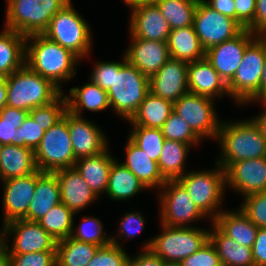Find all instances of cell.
Returning a JSON list of instances; mask_svg holds the SVG:
<instances>
[{
  "label": "cell",
  "instance_id": "cell-40",
  "mask_svg": "<svg viewBox=\"0 0 266 266\" xmlns=\"http://www.w3.org/2000/svg\"><path fill=\"white\" fill-rule=\"evenodd\" d=\"M78 225V227L73 225L71 238L99 247L107 246L111 243L110 235L107 236L108 234L103 230L100 219L93 216H84L81 223ZM75 227H77V229Z\"/></svg>",
  "mask_w": 266,
  "mask_h": 266
},
{
  "label": "cell",
  "instance_id": "cell-45",
  "mask_svg": "<svg viewBox=\"0 0 266 266\" xmlns=\"http://www.w3.org/2000/svg\"><path fill=\"white\" fill-rule=\"evenodd\" d=\"M123 247L110 243L99 247L86 266H129V258Z\"/></svg>",
  "mask_w": 266,
  "mask_h": 266
},
{
  "label": "cell",
  "instance_id": "cell-52",
  "mask_svg": "<svg viewBox=\"0 0 266 266\" xmlns=\"http://www.w3.org/2000/svg\"><path fill=\"white\" fill-rule=\"evenodd\" d=\"M159 256H157L151 249H143L140 253L129 258V266H166Z\"/></svg>",
  "mask_w": 266,
  "mask_h": 266
},
{
  "label": "cell",
  "instance_id": "cell-63",
  "mask_svg": "<svg viewBox=\"0 0 266 266\" xmlns=\"http://www.w3.org/2000/svg\"><path fill=\"white\" fill-rule=\"evenodd\" d=\"M2 148H3V144L0 142V153H1Z\"/></svg>",
  "mask_w": 266,
  "mask_h": 266
},
{
  "label": "cell",
  "instance_id": "cell-46",
  "mask_svg": "<svg viewBox=\"0 0 266 266\" xmlns=\"http://www.w3.org/2000/svg\"><path fill=\"white\" fill-rule=\"evenodd\" d=\"M120 221L119 230L117 231L118 238L114 235L110 236V240L111 243L122 247L119 238L133 239V237L137 236L144 230L145 218L140 211H132L126 213Z\"/></svg>",
  "mask_w": 266,
  "mask_h": 266
},
{
  "label": "cell",
  "instance_id": "cell-29",
  "mask_svg": "<svg viewBox=\"0 0 266 266\" xmlns=\"http://www.w3.org/2000/svg\"><path fill=\"white\" fill-rule=\"evenodd\" d=\"M36 170L34 151L31 148L3 145L0 153V181L30 175Z\"/></svg>",
  "mask_w": 266,
  "mask_h": 266
},
{
  "label": "cell",
  "instance_id": "cell-61",
  "mask_svg": "<svg viewBox=\"0 0 266 266\" xmlns=\"http://www.w3.org/2000/svg\"><path fill=\"white\" fill-rule=\"evenodd\" d=\"M7 76L0 74V86H2L6 82Z\"/></svg>",
  "mask_w": 266,
  "mask_h": 266
},
{
  "label": "cell",
  "instance_id": "cell-39",
  "mask_svg": "<svg viewBox=\"0 0 266 266\" xmlns=\"http://www.w3.org/2000/svg\"><path fill=\"white\" fill-rule=\"evenodd\" d=\"M131 126L132 129L128 138L143 150L148 155L149 159L158 162L165 141L162 130L144 126Z\"/></svg>",
  "mask_w": 266,
  "mask_h": 266
},
{
  "label": "cell",
  "instance_id": "cell-24",
  "mask_svg": "<svg viewBox=\"0 0 266 266\" xmlns=\"http://www.w3.org/2000/svg\"><path fill=\"white\" fill-rule=\"evenodd\" d=\"M61 203L60 186L55 173L36 170V186L27 214L22 218L38 222Z\"/></svg>",
  "mask_w": 266,
  "mask_h": 266
},
{
  "label": "cell",
  "instance_id": "cell-32",
  "mask_svg": "<svg viewBox=\"0 0 266 266\" xmlns=\"http://www.w3.org/2000/svg\"><path fill=\"white\" fill-rule=\"evenodd\" d=\"M173 111V103L150 91L128 122L130 125L161 129Z\"/></svg>",
  "mask_w": 266,
  "mask_h": 266
},
{
  "label": "cell",
  "instance_id": "cell-49",
  "mask_svg": "<svg viewBox=\"0 0 266 266\" xmlns=\"http://www.w3.org/2000/svg\"><path fill=\"white\" fill-rule=\"evenodd\" d=\"M179 264L181 266H222L217 250L210 240L194 254L179 262Z\"/></svg>",
  "mask_w": 266,
  "mask_h": 266
},
{
  "label": "cell",
  "instance_id": "cell-62",
  "mask_svg": "<svg viewBox=\"0 0 266 266\" xmlns=\"http://www.w3.org/2000/svg\"><path fill=\"white\" fill-rule=\"evenodd\" d=\"M166 266H181L179 263H167Z\"/></svg>",
  "mask_w": 266,
  "mask_h": 266
},
{
  "label": "cell",
  "instance_id": "cell-11",
  "mask_svg": "<svg viewBox=\"0 0 266 266\" xmlns=\"http://www.w3.org/2000/svg\"><path fill=\"white\" fill-rule=\"evenodd\" d=\"M158 194L161 204L160 224L169 227H193L192 222L206 218L178 180H167Z\"/></svg>",
  "mask_w": 266,
  "mask_h": 266
},
{
  "label": "cell",
  "instance_id": "cell-22",
  "mask_svg": "<svg viewBox=\"0 0 266 266\" xmlns=\"http://www.w3.org/2000/svg\"><path fill=\"white\" fill-rule=\"evenodd\" d=\"M187 71L188 92L210 97L214 100L225 95L229 96L227 84L206 57L188 63Z\"/></svg>",
  "mask_w": 266,
  "mask_h": 266
},
{
  "label": "cell",
  "instance_id": "cell-25",
  "mask_svg": "<svg viewBox=\"0 0 266 266\" xmlns=\"http://www.w3.org/2000/svg\"><path fill=\"white\" fill-rule=\"evenodd\" d=\"M125 153L126 159L120 163L127 167L147 189L159 188L160 190L167 180L161 174L158 162L149 159L148 155L129 138Z\"/></svg>",
  "mask_w": 266,
  "mask_h": 266
},
{
  "label": "cell",
  "instance_id": "cell-15",
  "mask_svg": "<svg viewBox=\"0 0 266 266\" xmlns=\"http://www.w3.org/2000/svg\"><path fill=\"white\" fill-rule=\"evenodd\" d=\"M257 37L244 29L233 39L215 45L205 51V57L227 84L234 76L246 47Z\"/></svg>",
  "mask_w": 266,
  "mask_h": 266
},
{
  "label": "cell",
  "instance_id": "cell-20",
  "mask_svg": "<svg viewBox=\"0 0 266 266\" xmlns=\"http://www.w3.org/2000/svg\"><path fill=\"white\" fill-rule=\"evenodd\" d=\"M3 184V224L22 219L28 212L33 199L36 186V171L23 177H14L4 181Z\"/></svg>",
  "mask_w": 266,
  "mask_h": 266
},
{
  "label": "cell",
  "instance_id": "cell-30",
  "mask_svg": "<svg viewBox=\"0 0 266 266\" xmlns=\"http://www.w3.org/2000/svg\"><path fill=\"white\" fill-rule=\"evenodd\" d=\"M209 240L215 246L222 266H255L252 248L238 244L225 235L213 222Z\"/></svg>",
  "mask_w": 266,
  "mask_h": 266
},
{
  "label": "cell",
  "instance_id": "cell-26",
  "mask_svg": "<svg viewBox=\"0 0 266 266\" xmlns=\"http://www.w3.org/2000/svg\"><path fill=\"white\" fill-rule=\"evenodd\" d=\"M109 149L99 155L80 158L74 164V167L98 198L107 190L109 171L112 163L116 160L109 153Z\"/></svg>",
  "mask_w": 266,
  "mask_h": 266
},
{
  "label": "cell",
  "instance_id": "cell-7",
  "mask_svg": "<svg viewBox=\"0 0 266 266\" xmlns=\"http://www.w3.org/2000/svg\"><path fill=\"white\" fill-rule=\"evenodd\" d=\"M162 232L147 240L142 249H151L166 263H179L202 248L209 240V229L169 227L161 224Z\"/></svg>",
  "mask_w": 266,
  "mask_h": 266
},
{
  "label": "cell",
  "instance_id": "cell-8",
  "mask_svg": "<svg viewBox=\"0 0 266 266\" xmlns=\"http://www.w3.org/2000/svg\"><path fill=\"white\" fill-rule=\"evenodd\" d=\"M70 1L50 21L42 33L48 39L70 50L80 60L89 57L92 32L88 22L76 11Z\"/></svg>",
  "mask_w": 266,
  "mask_h": 266
},
{
  "label": "cell",
  "instance_id": "cell-37",
  "mask_svg": "<svg viewBox=\"0 0 266 266\" xmlns=\"http://www.w3.org/2000/svg\"><path fill=\"white\" fill-rule=\"evenodd\" d=\"M75 213L65 204L54 206L38 223L57 242L71 236Z\"/></svg>",
  "mask_w": 266,
  "mask_h": 266
},
{
  "label": "cell",
  "instance_id": "cell-34",
  "mask_svg": "<svg viewBox=\"0 0 266 266\" xmlns=\"http://www.w3.org/2000/svg\"><path fill=\"white\" fill-rule=\"evenodd\" d=\"M26 36L4 28L0 32V74L9 76L25 64Z\"/></svg>",
  "mask_w": 266,
  "mask_h": 266
},
{
  "label": "cell",
  "instance_id": "cell-42",
  "mask_svg": "<svg viewBox=\"0 0 266 266\" xmlns=\"http://www.w3.org/2000/svg\"><path fill=\"white\" fill-rule=\"evenodd\" d=\"M67 112V101L64 92L53 102L48 105L35 107L29 111V115L35 123L41 126V129L47 131L57 122H59Z\"/></svg>",
  "mask_w": 266,
  "mask_h": 266
},
{
  "label": "cell",
  "instance_id": "cell-17",
  "mask_svg": "<svg viewBox=\"0 0 266 266\" xmlns=\"http://www.w3.org/2000/svg\"><path fill=\"white\" fill-rule=\"evenodd\" d=\"M68 129L76 160L99 155L109 148L105 133L92 120L68 112Z\"/></svg>",
  "mask_w": 266,
  "mask_h": 266
},
{
  "label": "cell",
  "instance_id": "cell-47",
  "mask_svg": "<svg viewBox=\"0 0 266 266\" xmlns=\"http://www.w3.org/2000/svg\"><path fill=\"white\" fill-rule=\"evenodd\" d=\"M45 131L28 115L17 129V146L28 147L33 151L39 146Z\"/></svg>",
  "mask_w": 266,
  "mask_h": 266
},
{
  "label": "cell",
  "instance_id": "cell-5",
  "mask_svg": "<svg viewBox=\"0 0 266 266\" xmlns=\"http://www.w3.org/2000/svg\"><path fill=\"white\" fill-rule=\"evenodd\" d=\"M71 0H7L4 27L24 36L42 34Z\"/></svg>",
  "mask_w": 266,
  "mask_h": 266
},
{
  "label": "cell",
  "instance_id": "cell-44",
  "mask_svg": "<svg viewBox=\"0 0 266 266\" xmlns=\"http://www.w3.org/2000/svg\"><path fill=\"white\" fill-rule=\"evenodd\" d=\"M240 210L258 228H266V191L247 195Z\"/></svg>",
  "mask_w": 266,
  "mask_h": 266
},
{
  "label": "cell",
  "instance_id": "cell-16",
  "mask_svg": "<svg viewBox=\"0 0 266 266\" xmlns=\"http://www.w3.org/2000/svg\"><path fill=\"white\" fill-rule=\"evenodd\" d=\"M226 187L243 197L266 191V157L231 163L225 169Z\"/></svg>",
  "mask_w": 266,
  "mask_h": 266
},
{
  "label": "cell",
  "instance_id": "cell-56",
  "mask_svg": "<svg viewBox=\"0 0 266 266\" xmlns=\"http://www.w3.org/2000/svg\"><path fill=\"white\" fill-rule=\"evenodd\" d=\"M266 101V58L264 61L263 73L257 94L246 104Z\"/></svg>",
  "mask_w": 266,
  "mask_h": 266
},
{
  "label": "cell",
  "instance_id": "cell-4",
  "mask_svg": "<svg viewBox=\"0 0 266 266\" xmlns=\"http://www.w3.org/2000/svg\"><path fill=\"white\" fill-rule=\"evenodd\" d=\"M122 68L114 71L112 87L107 91L110 108L127 121L137 112L150 92V79L122 55Z\"/></svg>",
  "mask_w": 266,
  "mask_h": 266
},
{
  "label": "cell",
  "instance_id": "cell-21",
  "mask_svg": "<svg viewBox=\"0 0 266 266\" xmlns=\"http://www.w3.org/2000/svg\"><path fill=\"white\" fill-rule=\"evenodd\" d=\"M130 37V46L124 52L126 60L149 78L171 58L167 42Z\"/></svg>",
  "mask_w": 266,
  "mask_h": 266
},
{
  "label": "cell",
  "instance_id": "cell-53",
  "mask_svg": "<svg viewBox=\"0 0 266 266\" xmlns=\"http://www.w3.org/2000/svg\"><path fill=\"white\" fill-rule=\"evenodd\" d=\"M252 254L255 266H266V228H259Z\"/></svg>",
  "mask_w": 266,
  "mask_h": 266
},
{
  "label": "cell",
  "instance_id": "cell-43",
  "mask_svg": "<svg viewBox=\"0 0 266 266\" xmlns=\"http://www.w3.org/2000/svg\"><path fill=\"white\" fill-rule=\"evenodd\" d=\"M162 133L167 140L180 141L186 144L198 146L202 141L189 127V125L175 111H173L163 127ZM199 142V143H198Z\"/></svg>",
  "mask_w": 266,
  "mask_h": 266
},
{
  "label": "cell",
  "instance_id": "cell-9",
  "mask_svg": "<svg viewBox=\"0 0 266 266\" xmlns=\"http://www.w3.org/2000/svg\"><path fill=\"white\" fill-rule=\"evenodd\" d=\"M266 58V36H257L245 49L233 78L227 83L235 104L246 105L258 92Z\"/></svg>",
  "mask_w": 266,
  "mask_h": 266
},
{
  "label": "cell",
  "instance_id": "cell-31",
  "mask_svg": "<svg viewBox=\"0 0 266 266\" xmlns=\"http://www.w3.org/2000/svg\"><path fill=\"white\" fill-rule=\"evenodd\" d=\"M167 44L173 59L190 63L205 57L193 25L171 30Z\"/></svg>",
  "mask_w": 266,
  "mask_h": 266
},
{
  "label": "cell",
  "instance_id": "cell-41",
  "mask_svg": "<svg viewBox=\"0 0 266 266\" xmlns=\"http://www.w3.org/2000/svg\"><path fill=\"white\" fill-rule=\"evenodd\" d=\"M29 115L28 111L5 106L0 111V142L17 146V129Z\"/></svg>",
  "mask_w": 266,
  "mask_h": 266
},
{
  "label": "cell",
  "instance_id": "cell-27",
  "mask_svg": "<svg viewBox=\"0 0 266 266\" xmlns=\"http://www.w3.org/2000/svg\"><path fill=\"white\" fill-rule=\"evenodd\" d=\"M67 101V111L71 114L84 117V109L93 112L110 108L107 91L89 80L82 87H72L69 95H64Z\"/></svg>",
  "mask_w": 266,
  "mask_h": 266
},
{
  "label": "cell",
  "instance_id": "cell-35",
  "mask_svg": "<svg viewBox=\"0 0 266 266\" xmlns=\"http://www.w3.org/2000/svg\"><path fill=\"white\" fill-rule=\"evenodd\" d=\"M192 146L180 141L165 139L158 166L166 180H177L186 174L184 164Z\"/></svg>",
  "mask_w": 266,
  "mask_h": 266
},
{
  "label": "cell",
  "instance_id": "cell-51",
  "mask_svg": "<svg viewBox=\"0 0 266 266\" xmlns=\"http://www.w3.org/2000/svg\"><path fill=\"white\" fill-rule=\"evenodd\" d=\"M235 20L255 34L256 0H234Z\"/></svg>",
  "mask_w": 266,
  "mask_h": 266
},
{
  "label": "cell",
  "instance_id": "cell-38",
  "mask_svg": "<svg viewBox=\"0 0 266 266\" xmlns=\"http://www.w3.org/2000/svg\"><path fill=\"white\" fill-rule=\"evenodd\" d=\"M198 0H158L163 17L172 30L193 25Z\"/></svg>",
  "mask_w": 266,
  "mask_h": 266
},
{
  "label": "cell",
  "instance_id": "cell-55",
  "mask_svg": "<svg viewBox=\"0 0 266 266\" xmlns=\"http://www.w3.org/2000/svg\"><path fill=\"white\" fill-rule=\"evenodd\" d=\"M203 1L217 12L235 20L234 0H203Z\"/></svg>",
  "mask_w": 266,
  "mask_h": 266
},
{
  "label": "cell",
  "instance_id": "cell-13",
  "mask_svg": "<svg viewBox=\"0 0 266 266\" xmlns=\"http://www.w3.org/2000/svg\"><path fill=\"white\" fill-rule=\"evenodd\" d=\"M214 106V99L187 92L173 104V109L201 140H216L221 118Z\"/></svg>",
  "mask_w": 266,
  "mask_h": 266
},
{
  "label": "cell",
  "instance_id": "cell-57",
  "mask_svg": "<svg viewBox=\"0 0 266 266\" xmlns=\"http://www.w3.org/2000/svg\"><path fill=\"white\" fill-rule=\"evenodd\" d=\"M260 103H262V105L265 107V110H263V113L261 112V114L258 116H254L252 119L260 128L261 133L266 140V101H262Z\"/></svg>",
  "mask_w": 266,
  "mask_h": 266
},
{
  "label": "cell",
  "instance_id": "cell-18",
  "mask_svg": "<svg viewBox=\"0 0 266 266\" xmlns=\"http://www.w3.org/2000/svg\"><path fill=\"white\" fill-rule=\"evenodd\" d=\"M129 8V36L167 42L172 29L156 3L138 4Z\"/></svg>",
  "mask_w": 266,
  "mask_h": 266
},
{
  "label": "cell",
  "instance_id": "cell-36",
  "mask_svg": "<svg viewBox=\"0 0 266 266\" xmlns=\"http://www.w3.org/2000/svg\"><path fill=\"white\" fill-rule=\"evenodd\" d=\"M99 246L77 241L71 237L57 241L56 266H86Z\"/></svg>",
  "mask_w": 266,
  "mask_h": 266
},
{
  "label": "cell",
  "instance_id": "cell-2",
  "mask_svg": "<svg viewBox=\"0 0 266 266\" xmlns=\"http://www.w3.org/2000/svg\"><path fill=\"white\" fill-rule=\"evenodd\" d=\"M216 141L221 149L215 163L224 170L234 162L266 157V140L252 118L221 121Z\"/></svg>",
  "mask_w": 266,
  "mask_h": 266
},
{
  "label": "cell",
  "instance_id": "cell-23",
  "mask_svg": "<svg viewBox=\"0 0 266 266\" xmlns=\"http://www.w3.org/2000/svg\"><path fill=\"white\" fill-rule=\"evenodd\" d=\"M54 173L60 186L61 203L75 214L98 200L75 167L60 169Z\"/></svg>",
  "mask_w": 266,
  "mask_h": 266
},
{
  "label": "cell",
  "instance_id": "cell-33",
  "mask_svg": "<svg viewBox=\"0 0 266 266\" xmlns=\"http://www.w3.org/2000/svg\"><path fill=\"white\" fill-rule=\"evenodd\" d=\"M142 190L147 188L142 182L117 159L112 163L108 185L105 194L112 200L122 201L137 196Z\"/></svg>",
  "mask_w": 266,
  "mask_h": 266
},
{
  "label": "cell",
  "instance_id": "cell-12",
  "mask_svg": "<svg viewBox=\"0 0 266 266\" xmlns=\"http://www.w3.org/2000/svg\"><path fill=\"white\" fill-rule=\"evenodd\" d=\"M2 227L0 229L2 231H0V243L9 254L56 252L57 242L36 221L16 219L2 225ZM11 236L13 243L9 246L7 241Z\"/></svg>",
  "mask_w": 266,
  "mask_h": 266
},
{
  "label": "cell",
  "instance_id": "cell-19",
  "mask_svg": "<svg viewBox=\"0 0 266 266\" xmlns=\"http://www.w3.org/2000/svg\"><path fill=\"white\" fill-rule=\"evenodd\" d=\"M187 62L169 58L150 79V91L175 103L188 92Z\"/></svg>",
  "mask_w": 266,
  "mask_h": 266
},
{
  "label": "cell",
  "instance_id": "cell-28",
  "mask_svg": "<svg viewBox=\"0 0 266 266\" xmlns=\"http://www.w3.org/2000/svg\"><path fill=\"white\" fill-rule=\"evenodd\" d=\"M236 210L224 209L213 223L238 244L252 248L259 228L248 219L239 207Z\"/></svg>",
  "mask_w": 266,
  "mask_h": 266
},
{
  "label": "cell",
  "instance_id": "cell-60",
  "mask_svg": "<svg viewBox=\"0 0 266 266\" xmlns=\"http://www.w3.org/2000/svg\"><path fill=\"white\" fill-rule=\"evenodd\" d=\"M158 0H123L126 6H136L138 4H151L156 3Z\"/></svg>",
  "mask_w": 266,
  "mask_h": 266
},
{
  "label": "cell",
  "instance_id": "cell-3",
  "mask_svg": "<svg viewBox=\"0 0 266 266\" xmlns=\"http://www.w3.org/2000/svg\"><path fill=\"white\" fill-rule=\"evenodd\" d=\"M6 106L31 111L48 105L63 92L51 81L34 72L26 64L6 78Z\"/></svg>",
  "mask_w": 266,
  "mask_h": 266
},
{
  "label": "cell",
  "instance_id": "cell-58",
  "mask_svg": "<svg viewBox=\"0 0 266 266\" xmlns=\"http://www.w3.org/2000/svg\"><path fill=\"white\" fill-rule=\"evenodd\" d=\"M0 266H11V259L9 253L0 243Z\"/></svg>",
  "mask_w": 266,
  "mask_h": 266
},
{
  "label": "cell",
  "instance_id": "cell-50",
  "mask_svg": "<svg viewBox=\"0 0 266 266\" xmlns=\"http://www.w3.org/2000/svg\"><path fill=\"white\" fill-rule=\"evenodd\" d=\"M11 266H56V252L9 254Z\"/></svg>",
  "mask_w": 266,
  "mask_h": 266
},
{
  "label": "cell",
  "instance_id": "cell-59",
  "mask_svg": "<svg viewBox=\"0 0 266 266\" xmlns=\"http://www.w3.org/2000/svg\"><path fill=\"white\" fill-rule=\"evenodd\" d=\"M7 102V86L6 82L0 86V111L6 106Z\"/></svg>",
  "mask_w": 266,
  "mask_h": 266
},
{
  "label": "cell",
  "instance_id": "cell-14",
  "mask_svg": "<svg viewBox=\"0 0 266 266\" xmlns=\"http://www.w3.org/2000/svg\"><path fill=\"white\" fill-rule=\"evenodd\" d=\"M193 26L205 51L233 39L244 30L236 20L212 9L203 0H198Z\"/></svg>",
  "mask_w": 266,
  "mask_h": 266
},
{
  "label": "cell",
  "instance_id": "cell-10",
  "mask_svg": "<svg viewBox=\"0 0 266 266\" xmlns=\"http://www.w3.org/2000/svg\"><path fill=\"white\" fill-rule=\"evenodd\" d=\"M34 159L36 168L41 172L54 173L74 167L76 159L68 129V111L59 122L45 131L34 151Z\"/></svg>",
  "mask_w": 266,
  "mask_h": 266
},
{
  "label": "cell",
  "instance_id": "cell-48",
  "mask_svg": "<svg viewBox=\"0 0 266 266\" xmlns=\"http://www.w3.org/2000/svg\"><path fill=\"white\" fill-rule=\"evenodd\" d=\"M93 67L90 80L103 90L108 91L113 84L114 71H119L122 68V61H98Z\"/></svg>",
  "mask_w": 266,
  "mask_h": 266
},
{
  "label": "cell",
  "instance_id": "cell-54",
  "mask_svg": "<svg viewBox=\"0 0 266 266\" xmlns=\"http://www.w3.org/2000/svg\"><path fill=\"white\" fill-rule=\"evenodd\" d=\"M255 35L266 36V0H256Z\"/></svg>",
  "mask_w": 266,
  "mask_h": 266
},
{
  "label": "cell",
  "instance_id": "cell-6",
  "mask_svg": "<svg viewBox=\"0 0 266 266\" xmlns=\"http://www.w3.org/2000/svg\"><path fill=\"white\" fill-rule=\"evenodd\" d=\"M177 180L187 190L198 209L210 218L211 223L224 210L220 205L226 191L225 170L217 163L214 170L187 171Z\"/></svg>",
  "mask_w": 266,
  "mask_h": 266
},
{
  "label": "cell",
  "instance_id": "cell-1",
  "mask_svg": "<svg viewBox=\"0 0 266 266\" xmlns=\"http://www.w3.org/2000/svg\"><path fill=\"white\" fill-rule=\"evenodd\" d=\"M79 61L74 53L43 34L26 36L25 64L51 81L62 92L65 91L62 83L70 81L76 75Z\"/></svg>",
  "mask_w": 266,
  "mask_h": 266
}]
</instances>
